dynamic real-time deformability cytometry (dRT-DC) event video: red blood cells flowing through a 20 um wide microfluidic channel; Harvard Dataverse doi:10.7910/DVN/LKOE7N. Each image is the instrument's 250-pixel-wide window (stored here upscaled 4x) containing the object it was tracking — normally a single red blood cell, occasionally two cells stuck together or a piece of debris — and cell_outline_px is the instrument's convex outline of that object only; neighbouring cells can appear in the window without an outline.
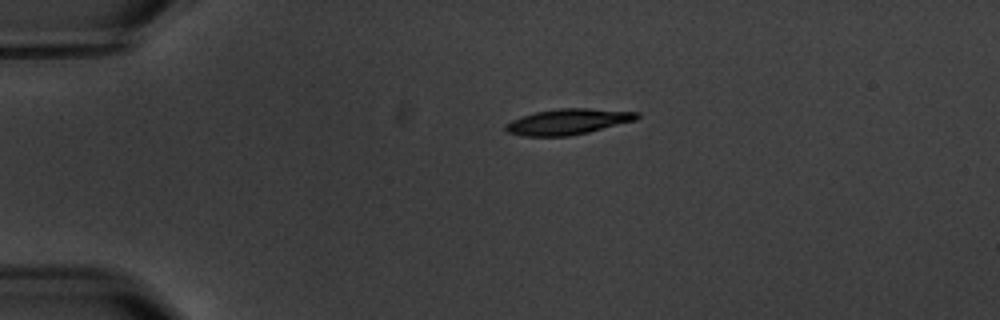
{"species": "common noctule bat (a hibernating species)", "species_latin": "Nyctalus noctula", "temperature_condition": "warm", "stored_images_in_passage": 7, "camera_frame_rate_fps": 3000, "um_per_image_px": 0.085, "animal": {"sex": "male", "body_mass_g": 20.1, "forearm_length_mm": 53.5}, "frame": {"image": 1, "passage_image": 1, "time_ms": 0.0, "image_size_px": [1000, 320], "cell_outline_px": [[640, 116], [636, 120], [588, 132], [568, 136], [524, 136], [508, 132], [504, 128], [504, 124], [512, 120], [536, 112], [560, 108], [588, 108], [640, 112]], "centroid_in_image_um": [48.3, 10.34], "position_along_channel_um": 36.7, "area_um2": 19.54}}
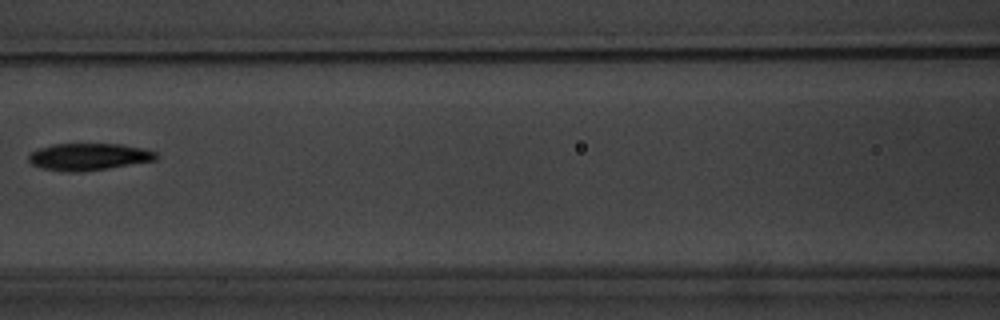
{"frame": {"image": 2, "passage_image": 5, "time_ms": 4.667, "image_size_px": [1000, 320], "cell_outline_px": [[160, 156], [156, 160], [84, 172], [64, 172], [40, 168], [32, 164], [28, 160], [28, 156], [32, 152], [40, 148], [52, 144], [120, 144], [144, 148], [156, 152]], "centroid_in_image_um": [7.55, 13.33], "position_along_channel_um": 159.1, "area_um2": 20.23}}
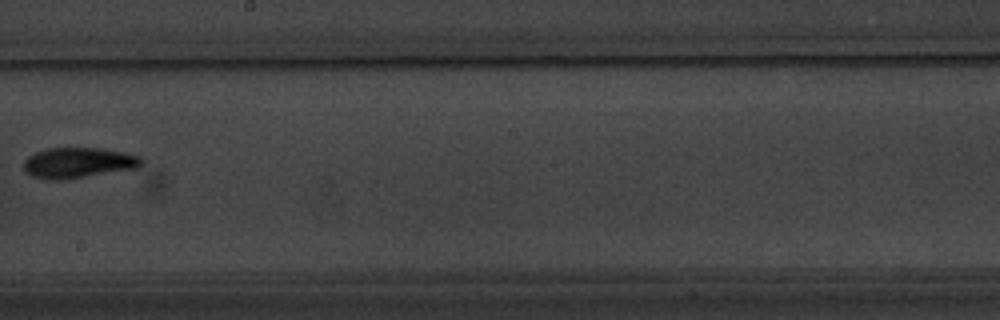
{"frame": {"image": 3, "passage_image": 7, "time_ms": 7.0, "image_size_px": [1000, 320], "cell_outline_px": [[144, 160], [136, 168], [64, 180], [56, 180], [32, 176], [24, 172], [24, 160], [28, 156], [36, 152], [48, 148], [100, 148], [124, 152], [140, 156]], "centroid_in_image_um": [6.64, 13.83], "position_along_channel_um": 241.6, "area_um2": 20.87}}